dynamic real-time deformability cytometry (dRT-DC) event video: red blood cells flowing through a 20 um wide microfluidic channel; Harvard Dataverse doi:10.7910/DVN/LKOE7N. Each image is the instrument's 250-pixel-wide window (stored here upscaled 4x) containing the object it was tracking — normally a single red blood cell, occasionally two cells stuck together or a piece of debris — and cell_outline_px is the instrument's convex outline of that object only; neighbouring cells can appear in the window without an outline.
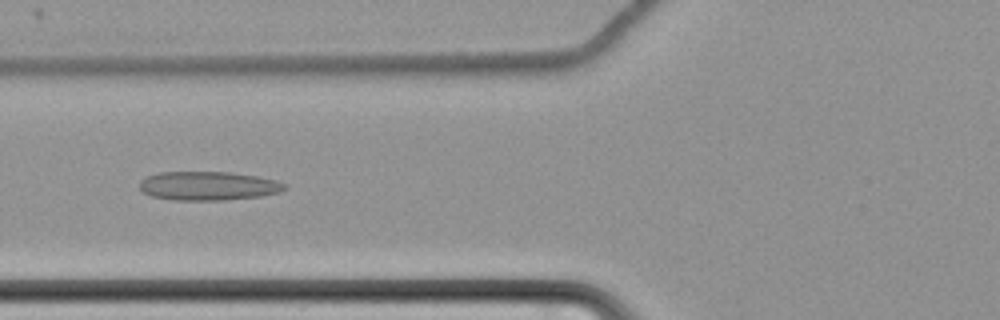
{"species": "common noctule bat (a hibernating species)", "species_latin": "Nyctalus noctula", "temperature_condition": "cold", "stored_images_in_passage": 64, "camera_frame_rate_fps": 3000, "um_per_image_px": 0.085, "animal": {"sex": "female", "body_mass_g": 22.7, "forearm_length_mm": 54.2}, "frame": {"image": 1, "passage_image": 28, "time_ms": 9.0, "image_size_px": [1000, 320], "cell_outline_px": [[288, 188], [280, 192], [260, 196], [224, 200], [172, 200], [152, 196], [144, 192], [140, 188], [140, 180], [148, 176], [160, 172], [232, 172], [256, 176], [276, 180], [288, 184]], "centroid_in_image_um": [17.74, 15.8], "position_along_channel_um": 108.1, "area_um2": 24.45}}
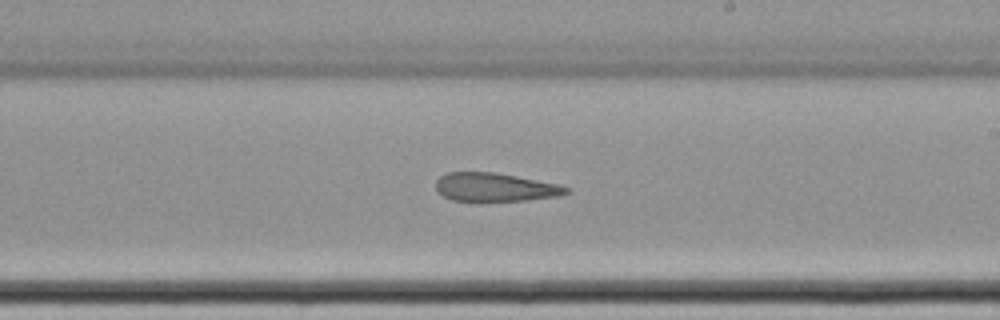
{"frame": {"image": 2, "passage_image": 40, "time_ms": 13.0, "image_size_px": [1000, 320], "cell_outline_px": [[572, 192], [560, 196], [528, 200], [484, 204], [476, 204], [452, 200], [444, 196], [436, 188], [436, 180], [440, 176], [448, 172], [496, 172], [556, 184], [568, 188]], "centroid_in_image_um": [42.05, 15.97], "position_along_channel_um": 246.9, "area_um2": 22.54}}
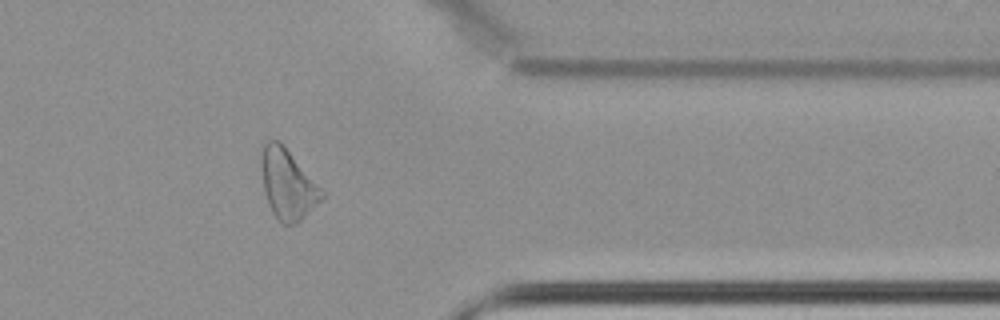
{"frame": {"image": 3, "passage_image": 53, "time_ms": 17.333, "image_size_px": [1000, 320], "cell_outline_px": [[324, 196], [296, 224], [284, 224], [272, 212], [268, 204], [264, 192], [260, 160], [264, 144], [268, 140], [280, 140], [324, 192]], "centroid_in_image_um": [24.42, 15.63], "position_along_channel_um": 387.0, "area_um2": 24.22}, "authors_computed_cell_mechanics": {"area_um2": 25.8655, "velocity_mm_per_s": 3.4696, "shape_relaxation_time_tau1_ms": null, "shape_relaxation_time_tau2_ms": 8.8721, "deformation_change_tau1": null, "deformation_change_tau2": 0.1726}}